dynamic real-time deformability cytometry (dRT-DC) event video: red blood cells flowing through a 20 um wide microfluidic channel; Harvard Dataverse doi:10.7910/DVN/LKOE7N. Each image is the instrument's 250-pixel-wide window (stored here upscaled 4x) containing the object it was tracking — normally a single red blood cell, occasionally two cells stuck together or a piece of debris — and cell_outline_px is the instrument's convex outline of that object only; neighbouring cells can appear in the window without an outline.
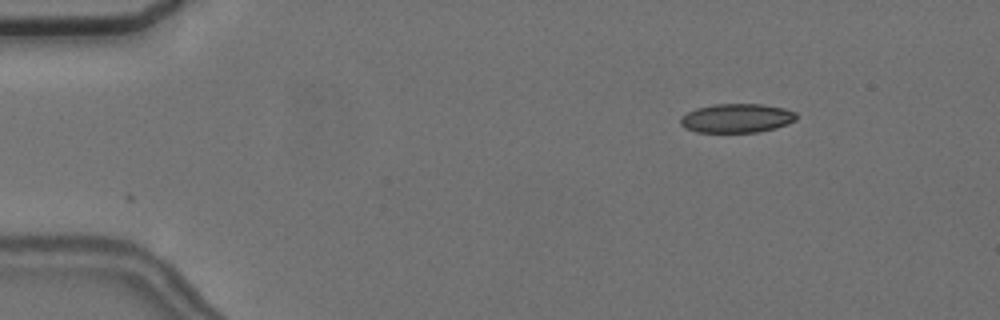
{"species": "common noctule bat (a hibernating species)", "species_latin": "Nyctalus noctula", "temperature_condition": "cold", "stored_images_in_passage": 7, "camera_frame_rate_fps": 3000, "um_per_image_px": 0.085, "animal": {"sex": "female", "body_mass_g": 24.6, "forearm_length_mm": 56.2}, "frame": {"image": 1, "passage_image": 3, "time_ms": 2.333, "image_size_px": [1000, 320], "cell_outline_px": [[796, 120], [788, 124], [776, 128], [756, 132], [696, 132], [684, 128], [680, 124], [680, 116], [696, 108], [712, 104], [760, 104], [784, 108], [796, 112]], "centroid_in_image_um": [62.6, 10.04], "position_along_channel_um": 22.4, "area_um2": 19.71}}
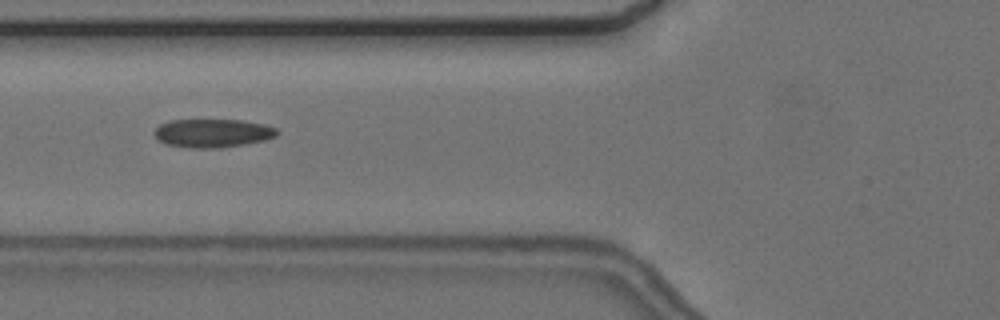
{"frame": {"image": 2, "passage_image": 7, "time_ms": 7.0, "image_size_px": [1000, 320], "cell_outline_px": [[280, 132], [276, 136], [264, 140], [244, 144], [220, 148], [188, 148], [168, 144], [156, 140], [156, 128], [160, 124], [168, 120], [240, 120], [264, 124], [276, 128]], "centroid_in_image_um": [18.08, 11.32], "position_along_channel_um": 107.7, "area_um2": 20.35}}